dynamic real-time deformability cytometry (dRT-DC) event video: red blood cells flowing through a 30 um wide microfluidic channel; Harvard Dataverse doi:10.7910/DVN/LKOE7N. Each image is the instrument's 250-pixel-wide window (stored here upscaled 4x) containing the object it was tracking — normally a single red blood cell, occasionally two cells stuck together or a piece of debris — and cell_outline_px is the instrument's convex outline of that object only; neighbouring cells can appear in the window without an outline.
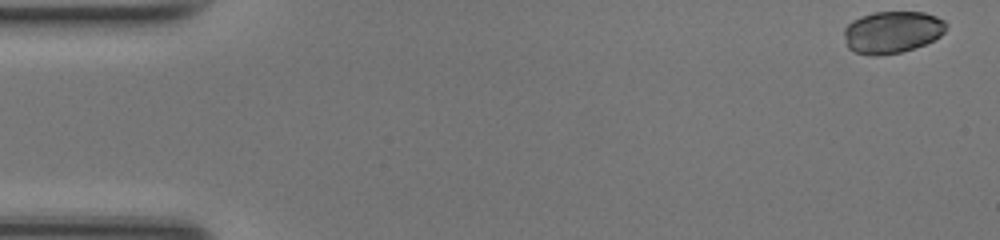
{"species": "common noctule bat (a hibernating species)", "species_latin": "Nyctalus noctula", "temperature_condition": "room temperature", "stored_images_in_passage": 48, "camera_frame_rate_fps": 3000, "um_per_image_px": 0.085, "animal": {"sex": "female", "body_mass_g": 17.0, "forearm_length_mm": 48.0}, "frame": {"image": 1, "passage_image": 1, "time_ms": 0.0, "image_size_px": [1000, 240], "cell_outline_px": [[948, 28], [940, 36], [924, 44], [900, 52], [876, 56], [872, 56], [856, 52], [848, 48], [844, 36], [844, 28], [852, 20], [860, 16], [872, 12], [924, 12], [936, 16], [944, 20], [948, 24]], "centroid_in_image_um": [75.83, 2.71], "position_along_channel_um": 9.2, "area_um2": 25.09}}
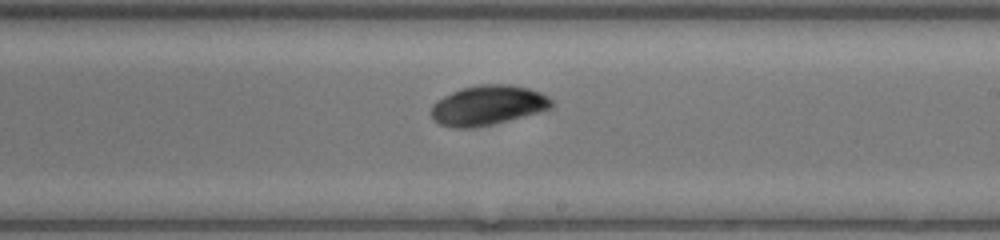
{"frame": {"image": 2, "passage_image": 28, "time_ms": 9.0, "image_size_px": [1000, 240], "cell_outline_px": [[552, 108], [540, 112], [492, 124], [472, 128], [456, 128], [440, 124], [432, 116], [432, 104], [436, 100], [460, 88], [480, 84], [512, 84], [528, 88], [540, 92], [548, 96], [552, 100]], "centroid_in_image_um": [41.48, 8.94], "position_along_channel_um": 247.5, "area_um2": 27.86}}
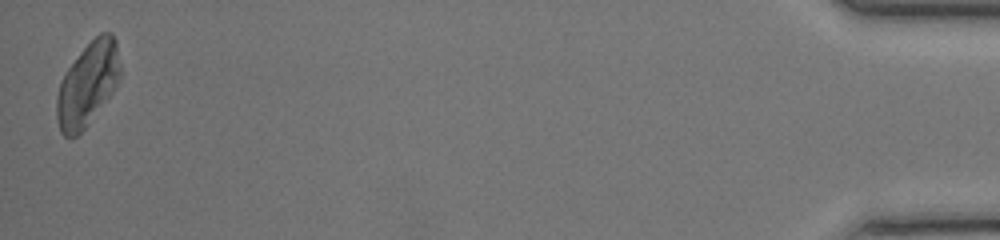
{"frame": {"image": 3, "passage_image": 48, "time_ms": 15.667, "image_size_px": [1000, 240], "cell_outline_px": [[120, 80], [116, 88], [88, 124], [76, 136], [64, 136], [60, 132], [56, 116], [56, 96], [60, 80], [68, 68], [80, 52], [100, 32], [112, 32], [116, 40], [120, 68]], "centroid_in_image_um": [7.45, 7.15], "position_along_channel_um": 427.7, "area_um2": 30.92}, "authors_computed_cell_mechanics": {"area_um2": 27.7729, "velocity_mm_per_s": 4.2103, "shape_relaxation_time_tau1_ms": null, "shape_relaxation_time_tau2_ms": 2.3564, "deformation_change_tau1": null, "deformation_change_tau2": 0.027}}